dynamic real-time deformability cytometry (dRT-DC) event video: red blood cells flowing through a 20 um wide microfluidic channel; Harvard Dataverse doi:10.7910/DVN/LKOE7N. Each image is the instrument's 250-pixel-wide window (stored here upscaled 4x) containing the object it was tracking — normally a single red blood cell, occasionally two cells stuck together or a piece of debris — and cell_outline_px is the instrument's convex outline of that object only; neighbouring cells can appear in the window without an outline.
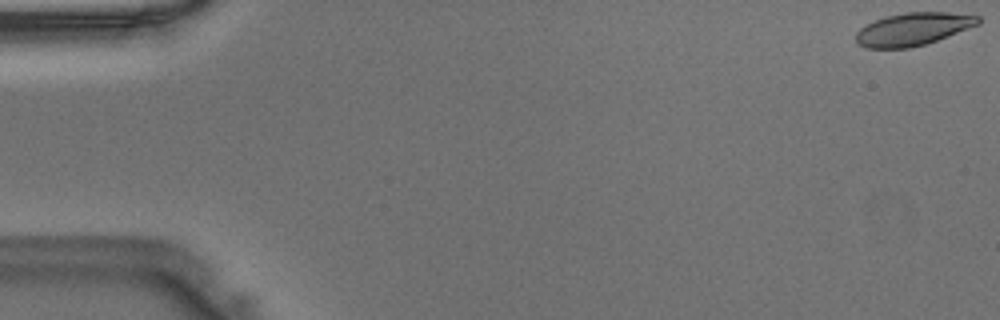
{"species": "Egyptian fruit bat (a non-hibernating species)", "species_latin": "Rousettus aegyptiacus", "temperature_condition": "warm", "stored_images_in_passage": 14, "camera_frame_rate_fps": 3000, "um_per_image_px": 0.085, "animal": {"sex": "male"}, "frame": {"image": 1, "passage_image": 1, "time_ms": 0.0, "image_size_px": [1000, 320], "cell_outline_px": [[980, 24], [948, 36], [924, 44], [908, 48], [864, 48], [856, 44], [856, 32], [860, 28], [876, 20], [888, 16], [904, 12], [948, 12], [980, 16]], "centroid_in_image_um": [77.6, 2.48], "position_along_channel_um": 7.4, "area_um2": 23.24}}